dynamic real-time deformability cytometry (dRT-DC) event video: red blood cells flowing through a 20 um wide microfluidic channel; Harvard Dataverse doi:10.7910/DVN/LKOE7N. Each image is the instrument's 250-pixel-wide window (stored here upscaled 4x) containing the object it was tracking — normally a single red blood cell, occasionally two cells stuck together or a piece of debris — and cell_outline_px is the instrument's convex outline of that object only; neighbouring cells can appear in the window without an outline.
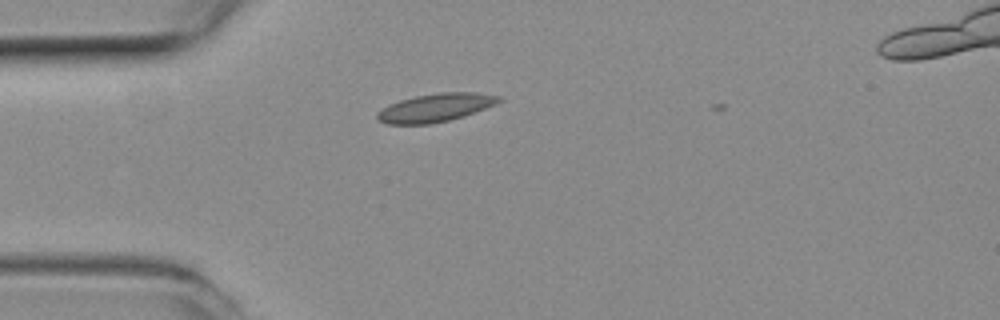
{"species": "common noctule bat (a hibernating species)", "species_latin": "Nyctalus noctula", "temperature_condition": "room temperature", "stored_images_in_passage": 31, "camera_frame_rate_fps": 3000, "um_per_image_px": 0.085, "animal": {"sex": "female", "body_mass_g": 19.3, "forearm_length_mm": 54.1}, "frame": {"image": 1, "passage_image": 2, "time_ms": 0.333, "image_size_px": [1000, 320], "cell_outline_px": [[504, 100], [496, 104], [464, 116], [448, 120], [428, 124], [388, 124], [376, 120], [376, 112], [388, 104], [400, 100], [416, 96], [440, 92], [476, 92], [500, 96]], "centroid_in_image_um": [37.0, 9.15], "position_along_channel_um": 48.0, "area_um2": 20.11}}
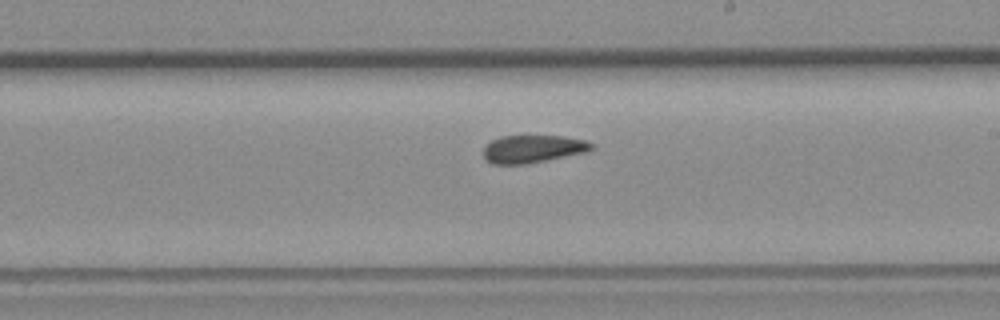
{"frame": {"image": 2, "passage_image": 18, "time_ms": 5.667, "image_size_px": [1000, 320], "cell_outline_px": [[596, 148], [584, 152], [528, 164], [492, 164], [484, 156], [484, 148], [492, 140], [500, 136], [564, 136], [584, 140], [592, 144]], "centroid_in_image_um": [45.29, 12.65], "position_along_channel_um": 243.7, "area_um2": 17.28}}
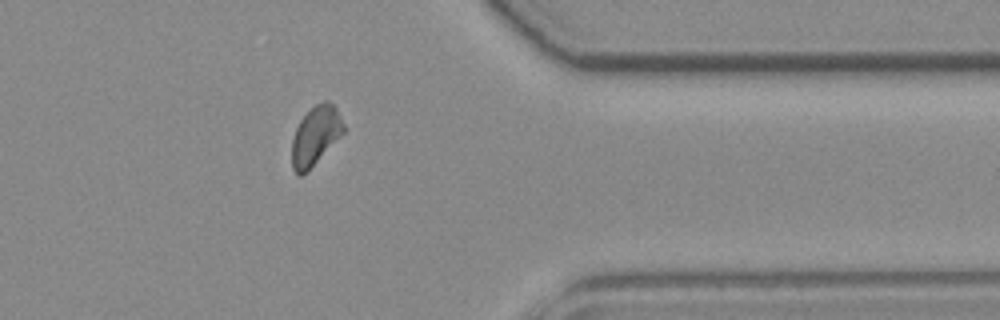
{"frame": {"image": 3, "passage_image": 30, "time_ms": 9.667, "image_size_px": [1000, 320], "cell_outline_px": [[344, 132], [300, 176], [292, 168], [292, 140], [296, 128], [300, 120], [316, 104], [324, 100], [328, 100], [336, 108], [344, 124]], "centroid_in_image_um": [26.81, 11.48], "position_along_channel_um": 384.6, "area_um2": 16.99}}